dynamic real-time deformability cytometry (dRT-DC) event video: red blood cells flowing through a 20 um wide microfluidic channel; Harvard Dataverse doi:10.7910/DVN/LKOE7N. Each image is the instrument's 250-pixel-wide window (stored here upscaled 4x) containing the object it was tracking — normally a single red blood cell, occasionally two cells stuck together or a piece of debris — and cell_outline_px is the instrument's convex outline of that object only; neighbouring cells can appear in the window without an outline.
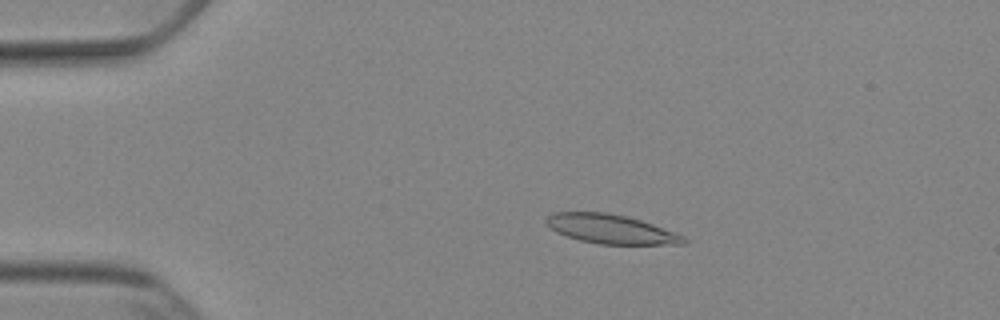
{"species": "Egyptian fruit bat (a non-hibernating species)", "species_latin": "Rousettus aegyptiacus", "temperature_condition": "cold", "stored_images_in_passage": 48, "camera_frame_rate_fps": 3000, "um_per_image_px": 0.085, "animal": {"sex": "female"}, "frame": {"image": 1, "passage_image": 6, "time_ms": 1.667, "image_size_px": [1000, 320], "cell_outline_px": [[688, 244], [600, 244], [580, 240], [556, 232], [544, 220], [552, 212], [604, 212], [628, 216], [652, 224], [684, 236], [688, 240]], "centroid_in_image_um": [51.93, 19.47], "position_along_channel_um": 33.1, "area_um2": 23.18}}
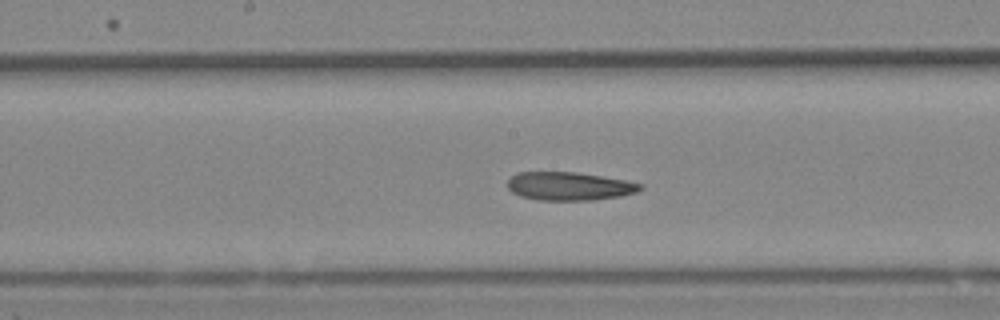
{"frame": {"image": 2, "passage_image": 23, "time_ms": 7.333, "image_size_px": [1000, 320], "cell_outline_px": [[644, 188], [636, 192], [620, 196], [592, 200], [536, 200], [520, 196], [512, 192], [508, 188], [508, 180], [516, 172], [576, 172], [628, 180], [644, 184]], "centroid_in_image_um": [48.41, 15.82], "position_along_channel_um": 199.8, "area_um2": 22.08}}
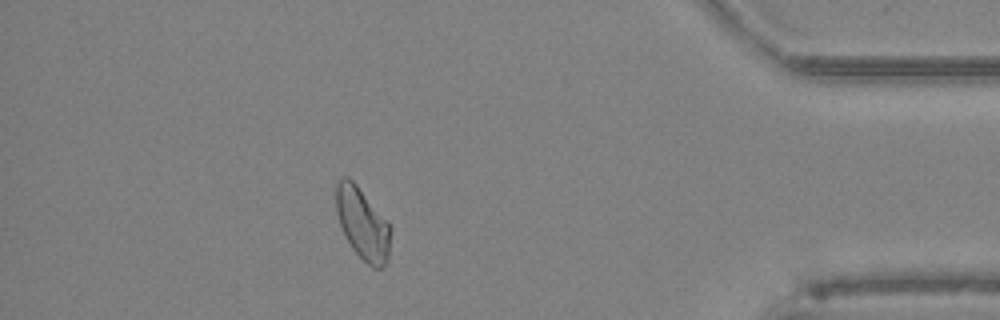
{"frame": {"image": 3, "passage_image": 42, "time_ms": 13.667, "image_size_px": [1000, 320], "cell_outline_px": [[392, 228], [388, 264], [380, 268], [372, 268], [352, 248], [344, 236], [336, 212], [336, 180], [344, 176], [348, 176], [356, 184], [388, 220]], "centroid_in_image_um": [30.84, 19.02], "position_along_channel_um": 404.4, "area_um2": 23.24}, "authors_computed_cell_mechanics": {"area_um2": 23.0911, "velocity_mm_per_s": 3.8599, "shape_relaxation_time_tau1_ms": 5.6872, "shape_relaxation_time_tau2_ms": 4.9424, "deformation_change_tau1": 0.1568, "deformation_change_tau2": 0.144}}